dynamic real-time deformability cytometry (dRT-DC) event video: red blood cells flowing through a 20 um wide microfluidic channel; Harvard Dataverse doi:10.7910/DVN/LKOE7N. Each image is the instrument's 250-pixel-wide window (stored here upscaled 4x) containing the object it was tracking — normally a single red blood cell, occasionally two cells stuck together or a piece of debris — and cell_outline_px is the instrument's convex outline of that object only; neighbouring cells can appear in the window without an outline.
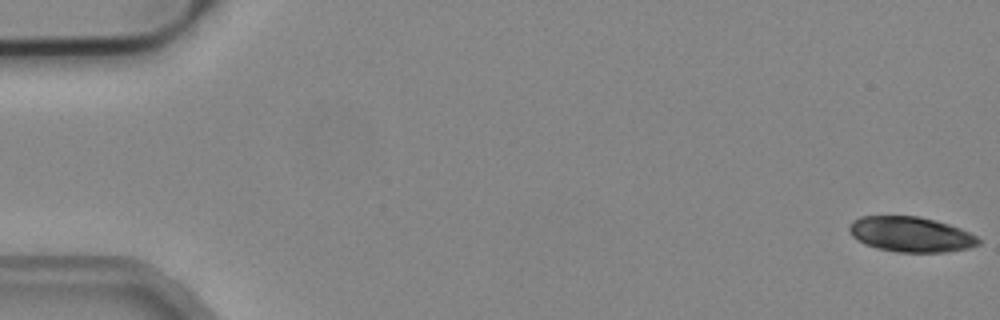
{"species": "common noctule bat (a hibernating species)", "species_latin": "Nyctalus noctula", "temperature_condition": "cold", "stored_images_in_passage": 7, "camera_frame_rate_fps": 3000, "um_per_image_px": 0.085, "animal": {"sex": "male", "body_mass_g": 19.2, "forearm_length_mm": 51.8}, "frame": {"image": 1, "passage_image": 1, "time_ms": 0.0, "image_size_px": [1000, 320], "cell_outline_px": [[980, 244], [968, 248], [948, 252], [896, 252], [876, 248], [864, 244], [856, 240], [852, 236], [848, 228], [848, 224], [852, 220], [860, 216], [916, 216], [936, 220], [960, 228], [976, 236], [980, 240]], "centroid_in_image_um": [77.38, 19.92], "position_along_channel_um": 7.6, "area_um2": 26.7}}
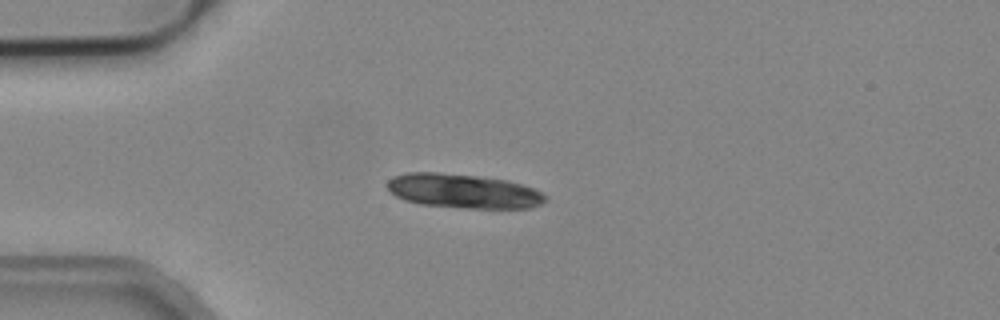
{"frame": {"image": 2, "passage_image": 4, "time_ms": 1.0, "image_size_px": [1000, 320], "cell_outline_px": [[548, 196], [540, 204], [532, 208], [468, 208], [420, 204], [404, 200], [396, 196], [388, 188], [388, 180], [392, 176], [408, 172], [436, 172], [476, 176], [508, 180], [532, 188]], "centroid_in_image_um": [39.37, 16.24], "position_along_channel_um": 45.6, "area_um2": 31.39}}